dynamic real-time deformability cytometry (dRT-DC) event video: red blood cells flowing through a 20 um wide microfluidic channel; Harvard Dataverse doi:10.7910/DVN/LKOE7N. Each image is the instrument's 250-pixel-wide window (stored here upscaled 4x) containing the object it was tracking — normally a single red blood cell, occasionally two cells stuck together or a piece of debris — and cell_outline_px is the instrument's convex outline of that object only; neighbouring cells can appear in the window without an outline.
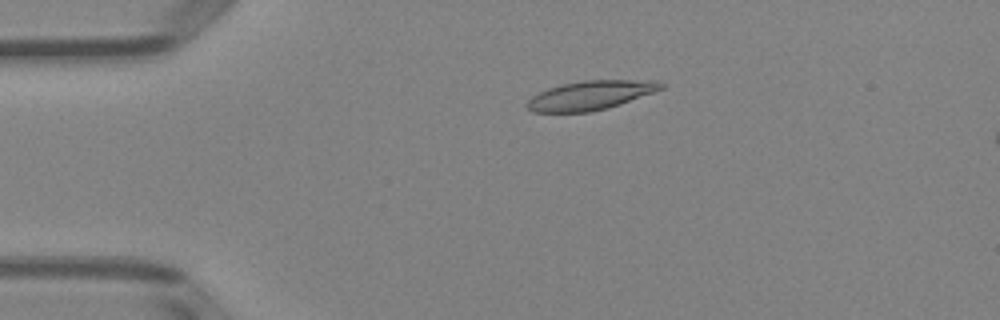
{"species": "Egyptian fruit bat (a non-hibernating species)", "species_latin": "Rousettus aegyptiacus", "temperature_condition": "room temperature", "stored_images_in_passage": 5, "camera_frame_rate_fps": 3000, "um_per_image_px": 0.085, "animal": {"sex": "female"}, "frame": {"image": 1, "passage_image": 3, "time_ms": 2.333, "image_size_px": [1000, 320], "cell_outline_px": [[664, 88], [620, 104], [608, 108], [588, 112], [532, 112], [524, 104], [532, 96], [548, 88], [560, 84], [584, 80], [660, 80], [664, 84]], "centroid_in_image_um": [50.19, 8.09], "position_along_channel_um": 34.8, "area_um2": 22.77}}